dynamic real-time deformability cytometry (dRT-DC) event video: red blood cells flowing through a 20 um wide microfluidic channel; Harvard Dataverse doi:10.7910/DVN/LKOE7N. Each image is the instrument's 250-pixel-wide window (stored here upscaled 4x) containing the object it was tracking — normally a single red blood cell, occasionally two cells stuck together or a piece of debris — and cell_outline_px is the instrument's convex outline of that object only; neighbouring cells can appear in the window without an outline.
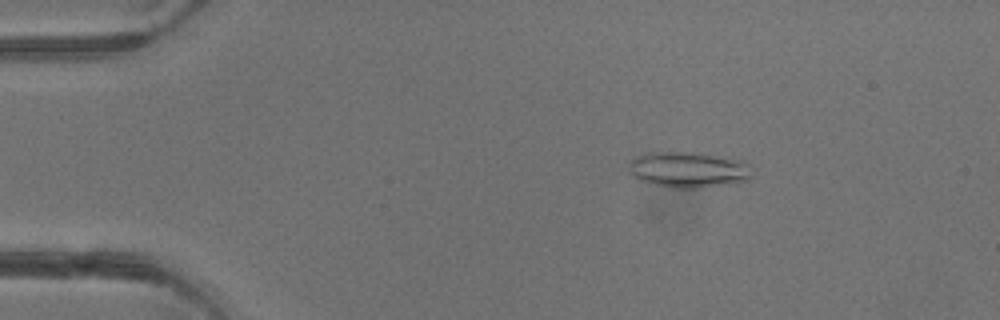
{"species": "common noctule bat (a hibernating species)", "species_latin": "Nyctalus noctula", "temperature_condition": "warm", "stored_images_in_passage": 3, "camera_frame_rate_fps": 3000, "um_per_image_px": 0.085, "animal": {"sex": "male", "body_mass_g": 13.3}, "frame": {"image": 1, "passage_image": 1, "time_ms": 0.0, "image_size_px": [1000, 320], "cell_outline_px": [[752, 176], [748, 180], [732, 184], [696, 188], [672, 188], [648, 184], [636, 180], [628, 172], [628, 164], [636, 156], [644, 152], [692, 152], [744, 160]], "centroid_in_image_um": [58.43, 14.44], "position_along_channel_um": 26.6, "area_um2": 26.18}}